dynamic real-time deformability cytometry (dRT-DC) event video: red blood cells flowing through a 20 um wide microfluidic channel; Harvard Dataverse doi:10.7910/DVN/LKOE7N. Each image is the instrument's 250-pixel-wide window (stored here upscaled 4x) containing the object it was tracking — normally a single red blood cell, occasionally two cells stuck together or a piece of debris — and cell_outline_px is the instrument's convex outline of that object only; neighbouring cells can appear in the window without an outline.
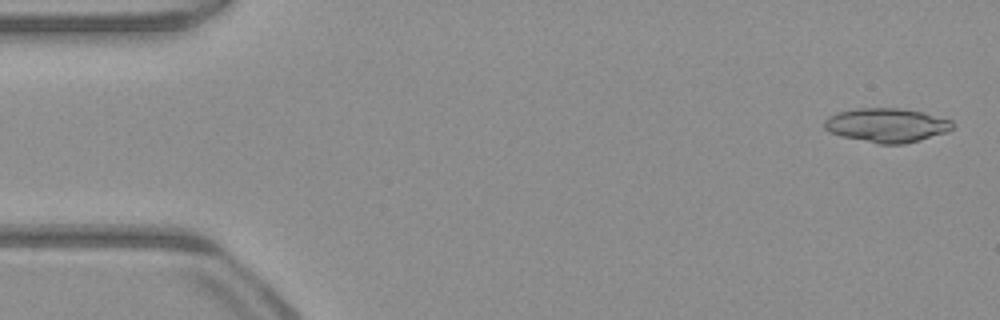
{"species": "common noctule bat (a hibernating species)", "species_latin": "Nyctalus noctula", "temperature_condition": "warm", "stored_images_in_passage": 51, "camera_frame_rate_fps": 3000, "um_per_image_px": 0.085, "animal": {"sex": "male", "body_mass_g": 23.1, "forearm_length_mm": 52.7}, "frame": {"image": 1, "passage_image": 2, "time_ms": 0.333, "image_size_px": [1000, 320], "cell_outline_px": [[952, 128], [948, 132], [920, 140], [904, 144], [880, 144], [844, 136], [828, 132], [824, 128], [824, 120], [828, 116], [836, 112], [856, 108], [900, 108], [924, 112], [952, 120]], "centroid_in_image_um": [75.37, 10.63], "position_along_channel_um": 9.6, "area_um2": 25.55}}